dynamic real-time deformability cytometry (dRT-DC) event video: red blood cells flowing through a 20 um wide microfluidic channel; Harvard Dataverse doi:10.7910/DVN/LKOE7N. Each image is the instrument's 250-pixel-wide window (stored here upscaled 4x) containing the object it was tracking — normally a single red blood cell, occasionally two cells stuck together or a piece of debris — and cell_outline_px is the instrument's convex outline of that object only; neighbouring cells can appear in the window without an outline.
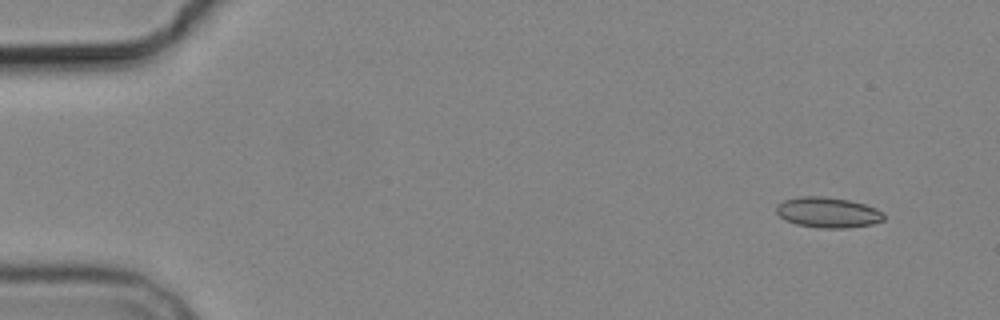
{"species": "common noctule bat (a hibernating species)", "species_latin": "Nyctalus noctula", "temperature_condition": "cold", "stored_images_in_passage": 5, "camera_frame_rate_fps": 3000, "um_per_image_px": 0.085, "animal": {"sex": "male", "body_mass_g": 19.2, "forearm_length_mm": 51.8}, "frame": {"image": 1, "passage_image": 1, "time_ms": 0.0, "image_size_px": [1000, 320], "cell_outline_px": [[884, 220], [872, 224], [844, 228], [820, 228], [796, 224], [784, 220], [776, 212], [776, 204], [784, 200], [800, 196], [824, 196], [848, 200], [864, 204], [876, 208], [884, 212]], "centroid_in_image_um": [70.35, 18.05], "position_along_channel_um": 14.6, "area_um2": 19.19}}
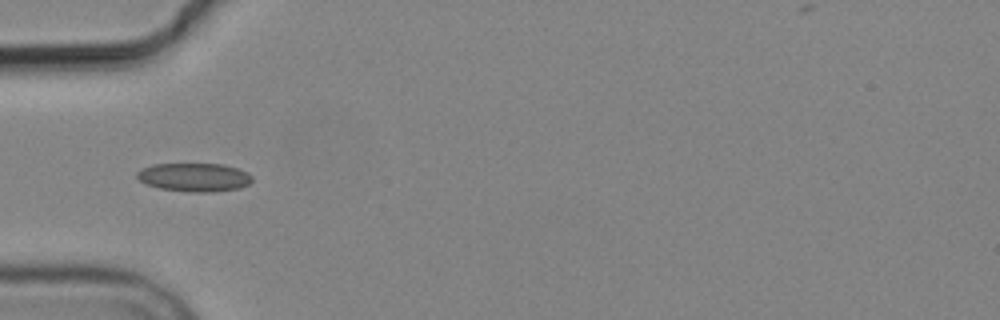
{"frame": {"image": 2, "passage_image": 5, "time_ms": 4.667, "image_size_px": [1000, 320], "cell_outline_px": [[252, 180], [248, 184], [240, 188], [208, 192], [192, 192], [160, 188], [144, 184], [136, 176], [136, 172], [140, 168], [152, 164], [224, 164], [248, 172], [252, 176]], "centroid_in_image_um": [16.48, 15.06], "position_along_channel_um": 68.5, "area_um2": 19.19}}